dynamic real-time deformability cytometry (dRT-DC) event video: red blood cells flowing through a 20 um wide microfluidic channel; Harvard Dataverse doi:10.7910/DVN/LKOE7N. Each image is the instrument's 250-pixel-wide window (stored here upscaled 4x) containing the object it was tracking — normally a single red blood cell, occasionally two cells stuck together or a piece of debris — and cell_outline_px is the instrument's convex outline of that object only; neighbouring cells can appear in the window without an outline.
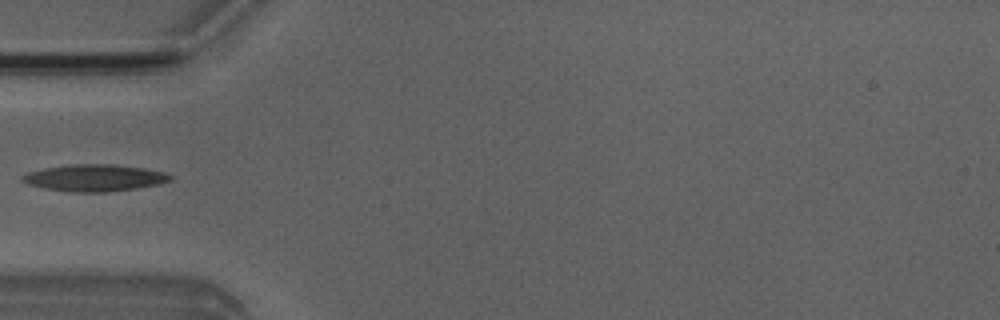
{"species": "Egyptian fruit bat (a non-hibernating species)", "species_latin": "Rousettus aegyptiacus", "temperature_condition": "room temperature", "stored_images_in_passage": 6, "camera_frame_rate_fps": 3000, "um_per_image_px": 0.085, "animal": {"sex": "male"}, "frame": {"image": 1, "passage_image": 6, "time_ms": 5.667, "image_size_px": [1000, 320], "cell_outline_px": [[172, 180], [160, 184], [136, 188], [104, 192], [72, 192], [44, 188], [28, 184], [20, 180], [20, 176], [28, 172], [44, 168], [72, 164], [116, 164], [144, 168], [164, 172], [172, 176]], "centroid_in_image_um": [8.03, 15.11], "position_along_channel_um": 77.0, "area_um2": 23.18}}